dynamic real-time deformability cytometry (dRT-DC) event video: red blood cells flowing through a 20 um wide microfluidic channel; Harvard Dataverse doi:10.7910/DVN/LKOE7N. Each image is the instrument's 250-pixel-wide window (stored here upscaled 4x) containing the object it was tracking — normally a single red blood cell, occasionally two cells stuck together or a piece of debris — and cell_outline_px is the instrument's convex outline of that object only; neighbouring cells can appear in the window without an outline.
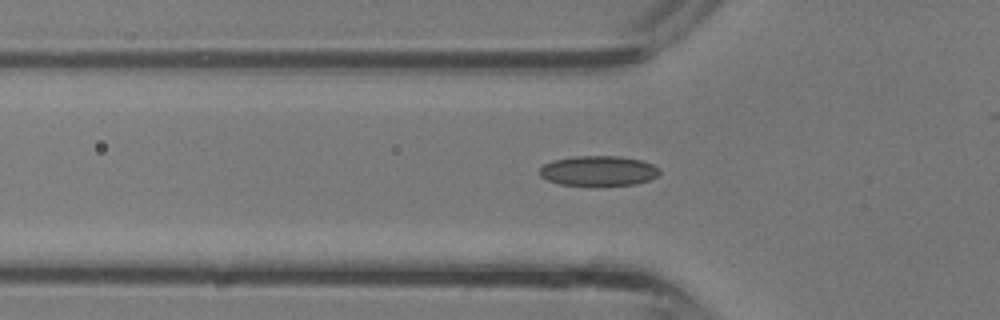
{"species": "common noctule bat (a hibernating species)", "species_latin": "Nyctalus noctula", "temperature_condition": "room temperature", "stored_images_in_passage": 31, "camera_frame_rate_fps": 3000, "um_per_image_px": 0.085, "animal": {"sex": "male", "body_mass_g": 13.3}, "frame": {"image": 1, "passage_image": 11, "time_ms": 3.333, "image_size_px": [1000, 320], "cell_outline_px": [[660, 172], [656, 176], [648, 180], [636, 184], [560, 184], [548, 180], [540, 176], [540, 168], [544, 164], [552, 160], [576, 156], [620, 156], [640, 160], [652, 164], [660, 168]], "centroid_in_image_um": [50.87, 14.49], "position_along_channel_um": 74.9, "area_um2": 20.58}}
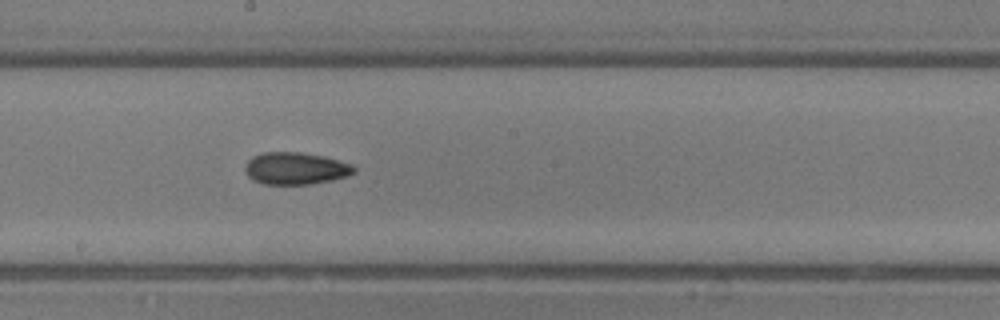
{"frame": {"image": 2, "passage_image": 19, "time_ms": 6.0, "image_size_px": [1000, 320], "cell_outline_px": [[356, 172], [348, 176], [332, 180], [308, 184], [264, 184], [252, 180], [248, 176], [244, 168], [244, 164], [252, 156], [264, 152], [300, 152], [324, 156], [352, 164], [356, 168]], "centroid_in_image_um": [25.12, 14.31], "position_along_channel_um": 223.1, "area_um2": 20.58}}
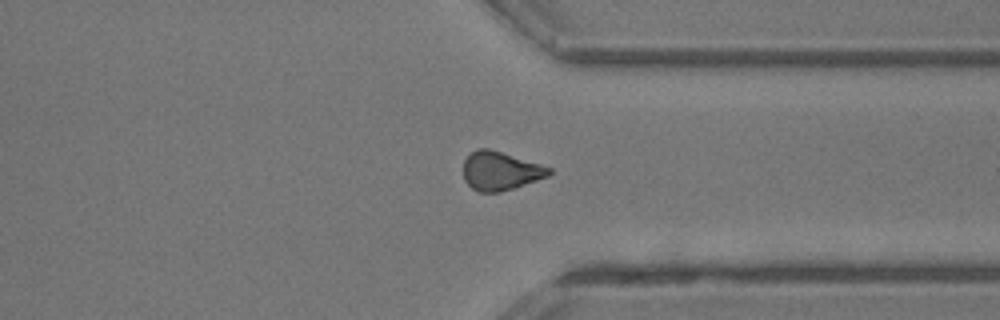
{"frame": {"image": 3, "passage_image": 27, "time_ms": 8.667, "image_size_px": [1000, 320], "cell_outline_px": [[552, 172], [548, 176], [500, 192], [480, 192], [472, 188], [464, 180], [464, 160], [472, 152], [480, 148], [488, 148], [540, 164], [552, 168]], "centroid_in_image_um": [42.52, 14.53], "position_along_channel_um": 368.9, "area_um2": 18.96}}